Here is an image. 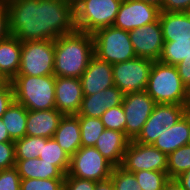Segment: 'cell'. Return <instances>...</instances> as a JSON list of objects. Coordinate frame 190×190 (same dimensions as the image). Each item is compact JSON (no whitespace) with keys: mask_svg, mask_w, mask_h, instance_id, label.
Masks as SVG:
<instances>
[{"mask_svg":"<svg viewBox=\"0 0 190 190\" xmlns=\"http://www.w3.org/2000/svg\"><path fill=\"white\" fill-rule=\"evenodd\" d=\"M124 93L115 85L93 95H84L78 116L100 118L111 107L122 105Z\"/></svg>","mask_w":190,"mask_h":190,"instance_id":"2e32d148","label":"cell"},{"mask_svg":"<svg viewBox=\"0 0 190 190\" xmlns=\"http://www.w3.org/2000/svg\"><path fill=\"white\" fill-rule=\"evenodd\" d=\"M113 167L95 147H81L70 158L67 174L98 182L110 178Z\"/></svg>","mask_w":190,"mask_h":190,"instance_id":"ba28073f","label":"cell"},{"mask_svg":"<svg viewBox=\"0 0 190 190\" xmlns=\"http://www.w3.org/2000/svg\"><path fill=\"white\" fill-rule=\"evenodd\" d=\"M163 130L164 127H162L159 120V104H155L149 119L143 125L142 131L134 141L152 145L160 137Z\"/></svg>","mask_w":190,"mask_h":190,"instance_id":"f546056e","label":"cell"},{"mask_svg":"<svg viewBox=\"0 0 190 190\" xmlns=\"http://www.w3.org/2000/svg\"><path fill=\"white\" fill-rule=\"evenodd\" d=\"M187 113V106L159 103V120L162 127L170 128Z\"/></svg>","mask_w":190,"mask_h":190,"instance_id":"1f68e13d","label":"cell"},{"mask_svg":"<svg viewBox=\"0 0 190 190\" xmlns=\"http://www.w3.org/2000/svg\"><path fill=\"white\" fill-rule=\"evenodd\" d=\"M188 56H190V40L164 41L158 61L176 66Z\"/></svg>","mask_w":190,"mask_h":190,"instance_id":"484cf974","label":"cell"},{"mask_svg":"<svg viewBox=\"0 0 190 190\" xmlns=\"http://www.w3.org/2000/svg\"><path fill=\"white\" fill-rule=\"evenodd\" d=\"M49 138L24 136L15 140V160L34 159L41 155L42 143H46Z\"/></svg>","mask_w":190,"mask_h":190,"instance_id":"4316f807","label":"cell"},{"mask_svg":"<svg viewBox=\"0 0 190 190\" xmlns=\"http://www.w3.org/2000/svg\"><path fill=\"white\" fill-rule=\"evenodd\" d=\"M9 33L21 42L53 40L75 30L74 7L63 0H6Z\"/></svg>","mask_w":190,"mask_h":190,"instance_id":"6da1fadb","label":"cell"},{"mask_svg":"<svg viewBox=\"0 0 190 190\" xmlns=\"http://www.w3.org/2000/svg\"><path fill=\"white\" fill-rule=\"evenodd\" d=\"M163 190H184L176 179H170L164 186Z\"/></svg>","mask_w":190,"mask_h":190,"instance_id":"bcb514c9","label":"cell"},{"mask_svg":"<svg viewBox=\"0 0 190 190\" xmlns=\"http://www.w3.org/2000/svg\"><path fill=\"white\" fill-rule=\"evenodd\" d=\"M159 13L160 9L157 6L144 1L122 0L113 26L130 32L155 22Z\"/></svg>","mask_w":190,"mask_h":190,"instance_id":"7c38bea8","label":"cell"},{"mask_svg":"<svg viewBox=\"0 0 190 190\" xmlns=\"http://www.w3.org/2000/svg\"><path fill=\"white\" fill-rule=\"evenodd\" d=\"M1 119L13 141L26 136L27 109L22 104L13 101Z\"/></svg>","mask_w":190,"mask_h":190,"instance_id":"cb8c5ba5","label":"cell"},{"mask_svg":"<svg viewBox=\"0 0 190 190\" xmlns=\"http://www.w3.org/2000/svg\"><path fill=\"white\" fill-rule=\"evenodd\" d=\"M80 81L83 95H93L114 86L112 64L94 55Z\"/></svg>","mask_w":190,"mask_h":190,"instance_id":"9a60e30c","label":"cell"},{"mask_svg":"<svg viewBox=\"0 0 190 190\" xmlns=\"http://www.w3.org/2000/svg\"><path fill=\"white\" fill-rule=\"evenodd\" d=\"M190 170V145H184L168 155L167 174L175 179L181 173Z\"/></svg>","mask_w":190,"mask_h":190,"instance_id":"f1b7e54d","label":"cell"},{"mask_svg":"<svg viewBox=\"0 0 190 190\" xmlns=\"http://www.w3.org/2000/svg\"><path fill=\"white\" fill-rule=\"evenodd\" d=\"M39 158L42 162L57 166L65 175L68 173L71 157L62 150L53 138H49L46 143H42L41 155Z\"/></svg>","mask_w":190,"mask_h":190,"instance_id":"d4e9b609","label":"cell"},{"mask_svg":"<svg viewBox=\"0 0 190 190\" xmlns=\"http://www.w3.org/2000/svg\"><path fill=\"white\" fill-rule=\"evenodd\" d=\"M17 75H54V41L22 42L20 68Z\"/></svg>","mask_w":190,"mask_h":190,"instance_id":"52a82bcc","label":"cell"},{"mask_svg":"<svg viewBox=\"0 0 190 190\" xmlns=\"http://www.w3.org/2000/svg\"><path fill=\"white\" fill-rule=\"evenodd\" d=\"M133 174L142 190H163L170 180L167 172L140 170Z\"/></svg>","mask_w":190,"mask_h":190,"instance_id":"4dcf8cb0","label":"cell"},{"mask_svg":"<svg viewBox=\"0 0 190 190\" xmlns=\"http://www.w3.org/2000/svg\"><path fill=\"white\" fill-rule=\"evenodd\" d=\"M9 35L8 9L6 2L0 0V41Z\"/></svg>","mask_w":190,"mask_h":190,"instance_id":"60d3db41","label":"cell"},{"mask_svg":"<svg viewBox=\"0 0 190 190\" xmlns=\"http://www.w3.org/2000/svg\"><path fill=\"white\" fill-rule=\"evenodd\" d=\"M144 1L146 3L152 4L154 6H157L159 9L161 8L163 0H139Z\"/></svg>","mask_w":190,"mask_h":190,"instance_id":"7dc6e473","label":"cell"},{"mask_svg":"<svg viewBox=\"0 0 190 190\" xmlns=\"http://www.w3.org/2000/svg\"><path fill=\"white\" fill-rule=\"evenodd\" d=\"M100 119L106 129L120 131L125 134L126 116L122 105L107 109Z\"/></svg>","mask_w":190,"mask_h":190,"instance_id":"d6a6232c","label":"cell"},{"mask_svg":"<svg viewBox=\"0 0 190 190\" xmlns=\"http://www.w3.org/2000/svg\"><path fill=\"white\" fill-rule=\"evenodd\" d=\"M168 156L150 144L130 141L122 160L125 171L134 173L140 170L167 172Z\"/></svg>","mask_w":190,"mask_h":190,"instance_id":"30bf717a","label":"cell"},{"mask_svg":"<svg viewBox=\"0 0 190 190\" xmlns=\"http://www.w3.org/2000/svg\"><path fill=\"white\" fill-rule=\"evenodd\" d=\"M63 114L56 108L49 110H27L26 135L53 138Z\"/></svg>","mask_w":190,"mask_h":190,"instance_id":"e0dca14e","label":"cell"},{"mask_svg":"<svg viewBox=\"0 0 190 190\" xmlns=\"http://www.w3.org/2000/svg\"><path fill=\"white\" fill-rule=\"evenodd\" d=\"M96 182L65 175L64 190H95Z\"/></svg>","mask_w":190,"mask_h":190,"instance_id":"74e56055","label":"cell"},{"mask_svg":"<svg viewBox=\"0 0 190 190\" xmlns=\"http://www.w3.org/2000/svg\"><path fill=\"white\" fill-rule=\"evenodd\" d=\"M8 81L0 75V88H2Z\"/></svg>","mask_w":190,"mask_h":190,"instance_id":"c3c4849f","label":"cell"},{"mask_svg":"<svg viewBox=\"0 0 190 190\" xmlns=\"http://www.w3.org/2000/svg\"><path fill=\"white\" fill-rule=\"evenodd\" d=\"M63 1L70 3L74 7L80 0H63Z\"/></svg>","mask_w":190,"mask_h":190,"instance_id":"681fc988","label":"cell"},{"mask_svg":"<svg viewBox=\"0 0 190 190\" xmlns=\"http://www.w3.org/2000/svg\"><path fill=\"white\" fill-rule=\"evenodd\" d=\"M187 112L190 114V94H189V102H188V106H187Z\"/></svg>","mask_w":190,"mask_h":190,"instance_id":"f907efd6","label":"cell"},{"mask_svg":"<svg viewBox=\"0 0 190 190\" xmlns=\"http://www.w3.org/2000/svg\"><path fill=\"white\" fill-rule=\"evenodd\" d=\"M14 101V91L10 81L0 88V118Z\"/></svg>","mask_w":190,"mask_h":190,"instance_id":"f35d334b","label":"cell"},{"mask_svg":"<svg viewBox=\"0 0 190 190\" xmlns=\"http://www.w3.org/2000/svg\"><path fill=\"white\" fill-rule=\"evenodd\" d=\"M95 190H115L111 177L96 182Z\"/></svg>","mask_w":190,"mask_h":190,"instance_id":"ee69618b","label":"cell"},{"mask_svg":"<svg viewBox=\"0 0 190 190\" xmlns=\"http://www.w3.org/2000/svg\"><path fill=\"white\" fill-rule=\"evenodd\" d=\"M65 179H21L20 190H64Z\"/></svg>","mask_w":190,"mask_h":190,"instance_id":"e575fe53","label":"cell"},{"mask_svg":"<svg viewBox=\"0 0 190 190\" xmlns=\"http://www.w3.org/2000/svg\"><path fill=\"white\" fill-rule=\"evenodd\" d=\"M53 139L68 156L72 157L81 148L79 116L63 115Z\"/></svg>","mask_w":190,"mask_h":190,"instance_id":"ffe728a7","label":"cell"},{"mask_svg":"<svg viewBox=\"0 0 190 190\" xmlns=\"http://www.w3.org/2000/svg\"><path fill=\"white\" fill-rule=\"evenodd\" d=\"M155 104L146 91L124 94L122 107L126 116L125 136L130 141L138 137Z\"/></svg>","mask_w":190,"mask_h":190,"instance_id":"8fae6325","label":"cell"},{"mask_svg":"<svg viewBox=\"0 0 190 190\" xmlns=\"http://www.w3.org/2000/svg\"><path fill=\"white\" fill-rule=\"evenodd\" d=\"M153 60L143 57L112 65L114 85L124 94L145 91Z\"/></svg>","mask_w":190,"mask_h":190,"instance_id":"9c48e42d","label":"cell"},{"mask_svg":"<svg viewBox=\"0 0 190 190\" xmlns=\"http://www.w3.org/2000/svg\"><path fill=\"white\" fill-rule=\"evenodd\" d=\"M130 140L124 133L116 130L105 129L99 136L95 148L114 167L121 166L124 152Z\"/></svg>","mask_w":190,"mask_h":190,"instance_id":"d6986e66","label":"cell"},{"mask_svg":"<svg viewBox=\"0 0 190 190\" xmlns=\"http://www.w3.org/2000/svg\"><path fill=\"white\" fill-rule=\"evenodd\" d=\"M111 179L115 190H142L133 173L125 171L122 167H113Z\"/></svg>","mask_w":190,"mask_h":190,"instance_id":"836d02e7","label":"cell"},{"mask_svg":"<svg viewBox=\"0 0 190 190\" xmlns=\"http://www.w3.org/2000/svg\"><path fill=\"white\" fill-rule=\"evenodd\" d=\"M20 182L16 167L0 170V190H20Z\"/></svg>","mask_w":190,"mask_h":190,"instance_id":"d590c367","label":"cell"},{"mask_svg":"<svg viewBox=\"0 0 190 190\" xmlns=\"http://www.w3.org/2000/svg\"><path fill=\"white\" fill-rule=\"evenodd\" d=\"M184 190H190V170L181 173L175 178Z\"/></svg>","mask_w":190,"mask_h":190,"instance_id":"7bdbcfd3","label":"cell"},{"mask_svg":"<svg viewBox=\"0 0 190 190\" xmlns=\"http://www.w3.org/2000/svg\"><path fill=\"white\" fill-rule=\"evenodd\" d=\"M15 143L2 142L0 143V170L15 167Z\"/></svg>","mask_w":190,"mask_h":190,"instance_id":"8d00e7d4","label":"cell"},{"mask_svg":"<svg viewBox=\"0 0 190 190\" xmlns=\"http://www.w3.org/2000/svg\"><path fill=\"white\" fill-rule=\"evenodd\" d=\"M2 142H14V141L10 138L6 126L2 122V119L0 118V143Z\"/></svg>","mask_w":190,"mask_h":190,"instance_id":"f6af8a7d","label":"cell"},{"mask_svg":"<svg viewBox=\"0 0 190 190\" xmlns=\"http://www.w3.org/2000/svg\"><path fill=\"white\" fill-rule=\"evenodd\" d=\"M81 147H94L106 129L100 118L79 116Z\"/></svg>","mask_w":190,"mask_h":190,"instance_id":"83f0119b","label":"cell"},{"mask_svg":"<svg viewBox=\"0 0 190 190\" xmlns=\"http://www.w3.org/2000/svg\"><path fill=\"white\" fill-rule=\"evenodd\" d=\"M93 35L79 30L54 41V76L80 78L94 56Z\"/></svg>","mask_w":190,"mask_h":190,"instance_id":"7a4b0ae2","label":"cell"},{"mask_svg":"<svg viewBox=\"0 0 190 190\" xmlns=\"http://www.w3.org/2000/svg\"><path fill=\"white\" fill-rule=\"evenodd\" d=\"M92 35L94 54L103 61L113 65L137 57L128 31L109 26L98 29Z\"/></svg>","mask_w":190,"mask_h":190,"instance_id":"8992f818","label":"cell"},{"mask_svg":"<svg viewBox=\"0 0 190 190\" xmlns=\"http://www.w3.org/2000/svg\"><path fill=\"white\" fill-rule=\"evenodd\" d=\"M122 0H80L74 6L75 29L93 34L113 26Z\"/></svg>","mask_w":190,"mask_h":190,"instance_id":"5b68a950","label":"cell"},{"mask_svg":"<svg viewBox=\"0 0 190 190\" xmlns=\"http://www.w3.org/2000/svg\"><path fill=\"white\" fill-rule=\"evenodd\" d=\"M158 19L164 41L190 40V15L188 12L160 11Z\"/></svg>","mask_w":190,"mask_h":190,"instance_id":"44dd1931","label":"cell"},{"mask_svg":"<svg viewBox=\"0 0 190 190\" xmlns=\"http://www.w3.org/2000/svg\"><path fill=\"white\" fill-rule=\"evenodd\" d=\"M80 78L55 77V108L63 115H77L83 99Z\"/></svg>","mask_w":190,"mask_h":190,"instance_id":"5bb4252c","label":"cell"},{"mask_svg":"<svg viewBox=\"0 0 190 190\" xmlns=\"http://www.w3.org/2000/svg\"><path fill=\"white\" fill-rule=\"evenodd\" d=\"M145 91L156 104L188 106L190 91L183 84L174 65L153 61Z\"/></svg>","mask_w":190,"mask_h":190,"instance_id":"3957f363","label":"cell"},{"mask_svg":"<svg viewBox=\"0 0 190 190\" xmlns=\"http://www.w3.org/2000/svg\"><path fill=\"white\" fill-rule=\"evenodd\" d=\"M190 0H163L160 11L164 12H188Z\"/></svg>","mask_w":190,"mask_h":190,"instance_id":"ab89813d","label":"cell"},{"mask_svg":"<svg viewBox=\"0 0 190 190\" xmlns=\"http://www.w3.org/2000/svg\"><path fill=\"white\" fill-rule=\"evenodd\" d=\"M130 40L137 57L157 61L164 45L159 19L129 32Z\"/></svg>","mask_w":190,"mask_h":190,"instance_id":"4fadbf2b","label":"cell"},{"mask_svg":"<svg viewBox=\"0 0 190 190\" xmlns=\"http://www.w3.org/2000/svg\"><path fill=\"white\" fill-rule=\"evenodd\" d=\"M22 42L9 35L0 41V75L7 81H11L20 68Z\"/></svg>","mask_w":190,"mask_h":190,"instance_id":"7402d4cb","label":"cell"},{"mask_svg":"<svg viewBox=\"0 0 190 190\" xmlns=\"http://www.w3.org/2000/svg\"><path fill=\"white\" fill-rule=\"evenodd\" d=\"M14 101L27 110L55 109V76L16 75L11 81Z\"/></svg>","mask_w":190,"mask_h":190,"instance_id":"277c9868","label":"cell"},{"mask_svg":"<svg viewBox=\"0 0 190 190\" xmlns=\"http://www.w3.org/2000/svg\"><path fill=\"white\" fill-rule=\"evenodd\" d=\"M190 139V114L187 112L180 121L170 128L164 127L160 137L152 144L167 156L184 145Z\"/></svg>","mask_w":190,"mask_h":190,"instance_id":"ac0fdd59","label":"cell"},{"mask_svg":"<svg viewBox=\"0 0 190 190\" xmlns=\"http://www.w3.org/2000/svg\"><path fill=\"white\" fill-rule=\"evenodd\" d=\"M176 68L183 84L190 91V56L185 57L184 60L176 65Z\"/></svg>","mask_w":190,"mask_h":190,"instance_id":"b9f144b4","label":"cell"},{"mask_svg":"<svg viewBox=\"0 0 190 190\" xmlns=\"http://www.w3.org/2000/svg\"><path fill=\"white\" fill-rule=\"evenodd\" d=\"M15 167L21 179H65V174L57 166L42 162L39 157L16 160Z\"/></svg>","mask_w":190,"mask_h":190,"instance_id":"603a6c76","label":"cell"}]
</instances>
